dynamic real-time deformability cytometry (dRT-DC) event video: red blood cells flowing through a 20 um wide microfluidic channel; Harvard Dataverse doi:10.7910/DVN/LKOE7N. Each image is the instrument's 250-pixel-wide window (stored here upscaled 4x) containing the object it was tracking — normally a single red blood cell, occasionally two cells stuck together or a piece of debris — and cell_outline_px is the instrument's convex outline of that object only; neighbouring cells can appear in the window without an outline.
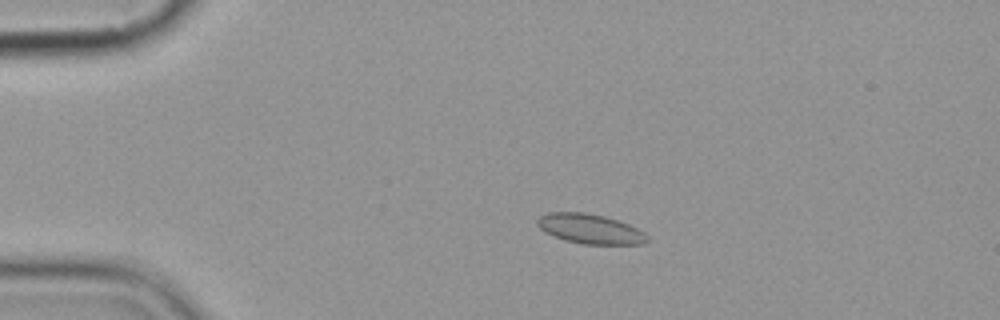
{"species": "common noctule bat (a hibernating species)", "species_latin": "Nyctalus noctula", "temperature_condition": "cold", "stored_images_in_passage": 9, "camera_frame_rate_fps": 3000, "um_per_image_px": 0.085, "animal": {"sex": "female", "body_mass_g": 19.9}, "frame": {"image": 1, "passage_image": 3, "time_ms": 2.333, "image_size_px": [1000, 320], "cell_outline_px": [[648, 240], [644, 244], [584, 244], [564, 240], [552, 236], [544, 232], [536, 224], [536, 220], [540, 216], [548, 212], [584, 212], [604, 216], [628, 224], [644, 232], [648, 236]], "centroid_in_image_um": [50.12, 19.45], "position_along_channel_um": 34.9, "area_um2": 19.07}}
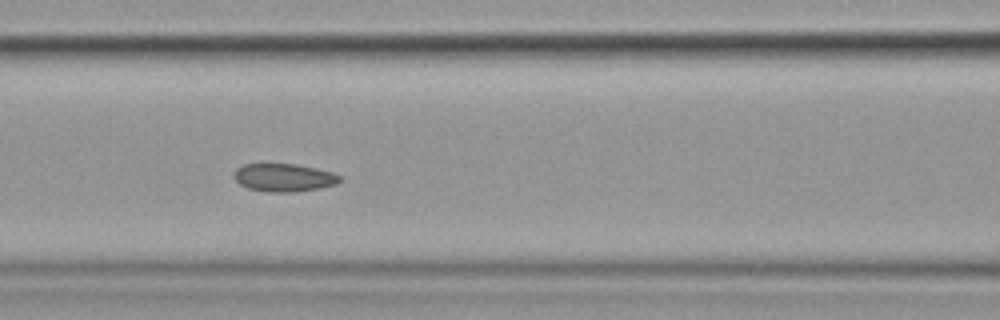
{"frame": {"image": 2, "passage_image": 7, "time_ms": 6.667, "image_size_px": [1000, 320], "cell_outline_px": [[344, 180], [336, 184], [320, 188], [296, 192], [264, 192], [248, 188], [240, 184], [232, 176], [236, 168], [244, 164], [296, 164], [316, 168], [332, 172], [340, 176]], "centroid_in_image_um": [24.14, 15.1], "position_along_channel_um": 142.5, "area_um2": 17.46}}
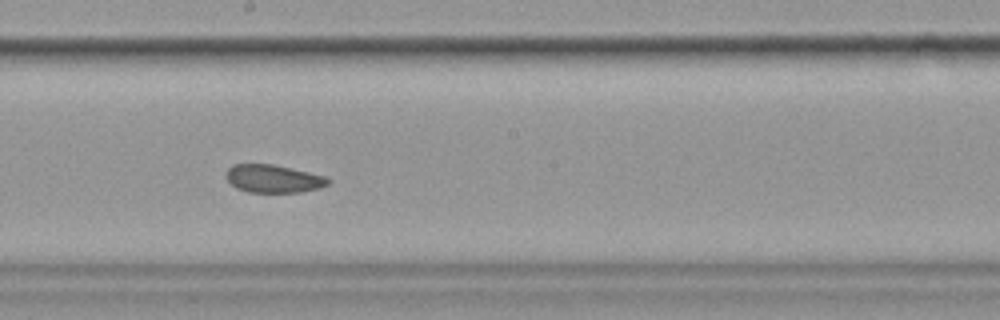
{"frame": {"image": 3, "passage_image": 9, "time_ms": 9.0, "image_size_px": [1000, 320], "cell_outline_px": [[332, 180], [328, 184], [320, 188], [300, 192], [248, 192], [236, 188], [224, 176], [228, 168], [232, 164], [272, 164], [308, 172], [324, 176]], "centroid_in_image_um": [23.21, 15.19], "position_along_channel_um": 225.0, "area_um2": 16.59}}